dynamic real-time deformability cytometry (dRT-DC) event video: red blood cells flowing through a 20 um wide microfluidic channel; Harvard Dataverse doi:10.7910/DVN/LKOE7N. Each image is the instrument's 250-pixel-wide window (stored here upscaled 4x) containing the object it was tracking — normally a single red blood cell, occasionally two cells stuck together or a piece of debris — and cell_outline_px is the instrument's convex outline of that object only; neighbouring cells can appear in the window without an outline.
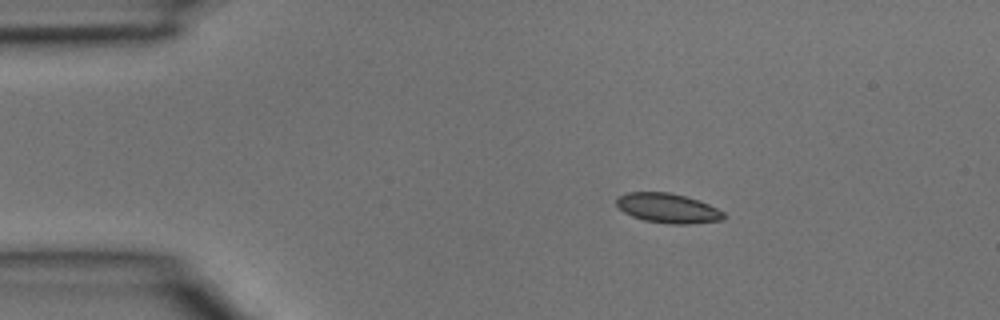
{"species": "common noctule bat (a hibernating species)", "species_latin": "Nyctalus noctula", "temperature_condition": "room temperature", "stored_images_in_passage": 3, "segment_of_instrument_passage": [1, 2], "camera_frame_rate_fps": 3000, "um_per_image_px": 0.085, "animal": {"sex": "male", "body_mass_g": 15.6}, "frame": {"image": 1, "passage_image": 1, "time_ms": 0.0, "image_size_px": [1000, 320], "cell_outline_px": [[728, 216], [724, 220], [692, 224], [672, 224], [644, 220], [632, 216], [624, 212], [616, 204], [616, 200], [620, 196], [628, 192], [668, 192], [700, 200], [724, 212]], "centroid_in_image_um": [56.82, 17.7], "position_along_channel_um": 28.2, "area_um2": 18.55}}